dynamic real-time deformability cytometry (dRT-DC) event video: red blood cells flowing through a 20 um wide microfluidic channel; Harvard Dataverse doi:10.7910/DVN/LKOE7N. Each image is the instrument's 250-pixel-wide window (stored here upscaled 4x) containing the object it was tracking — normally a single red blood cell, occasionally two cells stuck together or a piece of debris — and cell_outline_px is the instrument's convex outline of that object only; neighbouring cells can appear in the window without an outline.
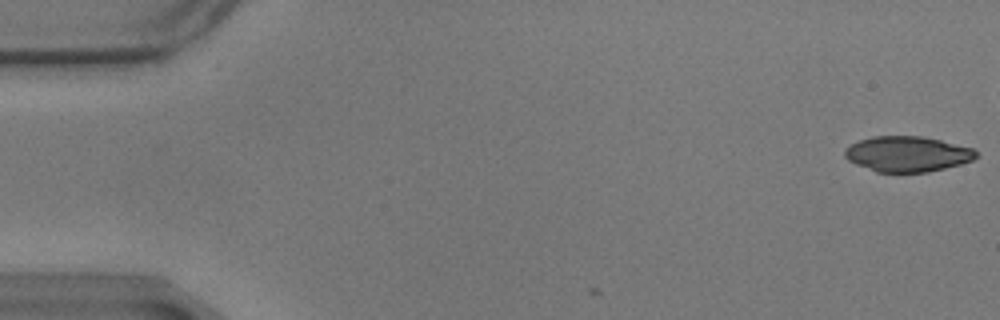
{"species": "common noctule bat (a hibernating species)", "species_latin": "Nyctalus noctula", "temperature_condition": "warm", "stored_images_in_passage": 3, "camera_frame_rate_fps": 3000, "um_per_image_px": 0.085, "animal": {"sex": "male", "body_mass_g": 17.9}, "frame": {"image": 1, "passage_image": 1, "time_ms": 0.0, "image_size_px": [1000, 320], "cell_outline_px": [[976, 156], [972, 160], [960, 164], [928, 172], [876, 172], [856, 164], [848, 160], [844, 156], [844, 148], [860, 140], [872, 136], [924, 136], [972, 148], [976, 152]], "centroid_in_image_um": [77.09, 13.09], "position_along_channel_um": 7.9, "area_um2": 26.99}}